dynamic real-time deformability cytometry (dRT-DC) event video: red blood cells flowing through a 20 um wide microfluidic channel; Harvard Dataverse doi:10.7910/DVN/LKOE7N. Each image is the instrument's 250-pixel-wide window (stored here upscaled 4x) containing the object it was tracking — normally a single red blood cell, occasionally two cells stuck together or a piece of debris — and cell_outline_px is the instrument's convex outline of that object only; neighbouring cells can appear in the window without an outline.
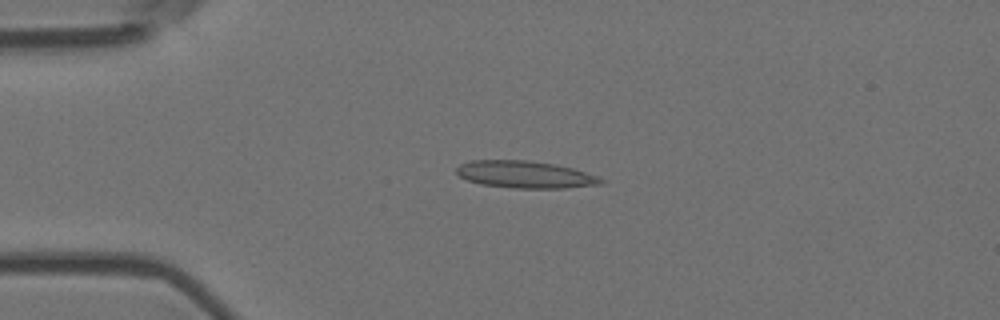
{"species": "Egyptian fruit bat (a non-hibernating species)", "species_latin": "Rousettus aegyptiacus", "temperature_condition": "room temperature", "stored_images_in_passage": 55, "camera_frame_rate_fps": 3000, "um_per_image_px": 0.085, "animal": {"sex": "female"}, "frame": {"image": 1, "passage_image": 13, "time_ms": 4.0, "image_size_px": [1000, 320], "cell_outline_px": [[604, 180], [600, 184], [564, 188], [512, 188], [480, 184], [468, 180], [460, 176], [456, 172], [456, 168], [460, 164], [472, 160], [528, 160], [556, 164], [572, 168], [596, 176]], "centroid_in_image_um": [44.59, 14.83], "position_along_channel_um": 40.4, "area_um2": 22.72}}
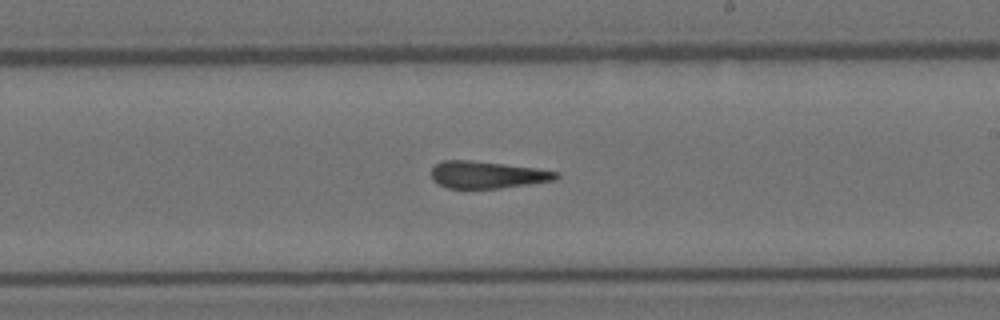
{"frame": {"image": 2, "passage_image": 32, "time_ms": 10.333, "image_size_px": [1000, 320], "cell_outline_px": [[560, 176], [556, 180], [500, 188], [448, 188], [432, 180], [432, 168], [436, 164], [444, 160], [468, 160], [540, 168], [560, 172]], "centroid_in_image_um": [41.47, 14.85], "position_along_channel_um": 247.5, "area_um2": 19.71}}
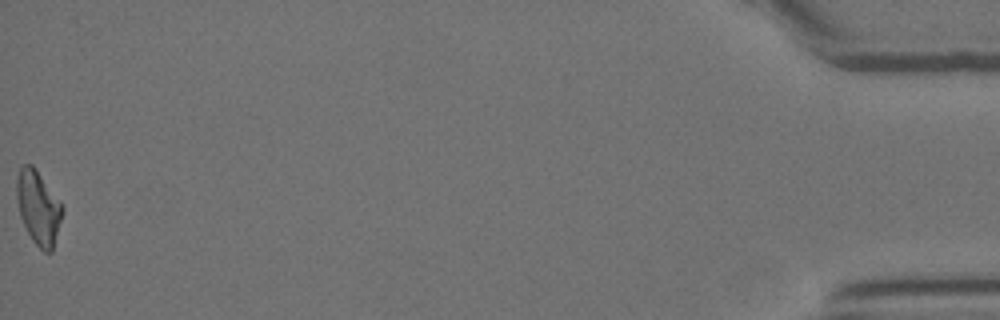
{"frame": {"image": 3, "passage_image": 55, "time_ms": 18.0, "image_size_px": [1000, 320], "cell_outline_px": [[64, 208], [52, 252], [44, 252], [32, 240], [20, 216], [16, 196], [16, 180], [20, 168], [24, 164], [32, 164], [60, 200]], "centroid_in_image_um": [3.26, 17.63], "position_along_channel_um": 431.9, "area_um2": 19.54}, "authors_computed_cell_mechanics": {"area_um2": 20.6924, "velocity_mm_per_s": 3.6919, "shape_relaxation_time_tau1_ms": null, "shape_relaxation_time_tau2_ms": 4.2747, "deformation_change_tau1": null, "deformation_change_tau2": 0.1713}}